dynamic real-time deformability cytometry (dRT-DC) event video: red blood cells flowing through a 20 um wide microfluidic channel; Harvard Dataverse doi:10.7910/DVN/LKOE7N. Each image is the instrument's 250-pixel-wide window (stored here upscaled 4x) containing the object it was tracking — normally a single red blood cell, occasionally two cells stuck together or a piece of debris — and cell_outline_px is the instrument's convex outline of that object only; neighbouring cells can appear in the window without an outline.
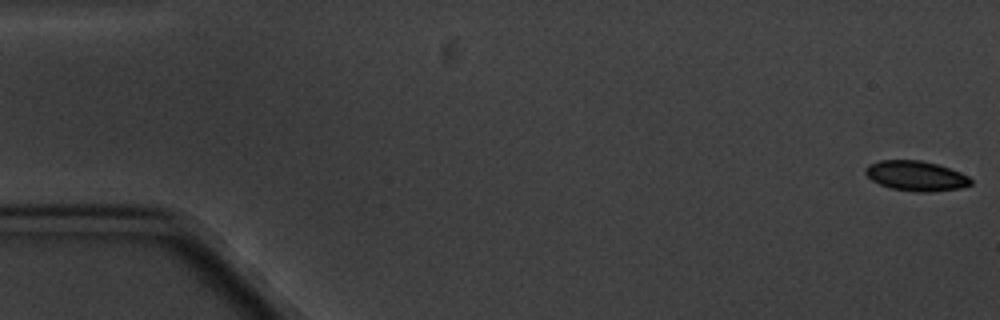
{"species": "common noctule bat (a hibernating species)", "species_latin": "Nyctalus noctula", "temperature_condition": "cold", "stored_images_in_passage": 6, "camera_frame_rate_fps": 3000, "um_per_image_px": 0.085, "animal": {"sex": "male", "body_mass_g": 20.1, "forearm_length_mm": 53.5}, "frame": {"image": 1, "passage_image": 6, "time_ms": 6.333, "image_size_px": [1000, 320], "cell_outline_px": [[972, 184], [960, 188], [928, 192], [916, 192], [892, 188], [880, 184], [872, 180], [864, 172], [864, 168], [868, 164], [880, 160], [920, 160], [936, 164], [960, 172], [968, 176], [972, 180]], "centroid_in_image_um": [77.84, 14.94], "position_along_channel_um": 7.2, "area_um2": 18.32}}